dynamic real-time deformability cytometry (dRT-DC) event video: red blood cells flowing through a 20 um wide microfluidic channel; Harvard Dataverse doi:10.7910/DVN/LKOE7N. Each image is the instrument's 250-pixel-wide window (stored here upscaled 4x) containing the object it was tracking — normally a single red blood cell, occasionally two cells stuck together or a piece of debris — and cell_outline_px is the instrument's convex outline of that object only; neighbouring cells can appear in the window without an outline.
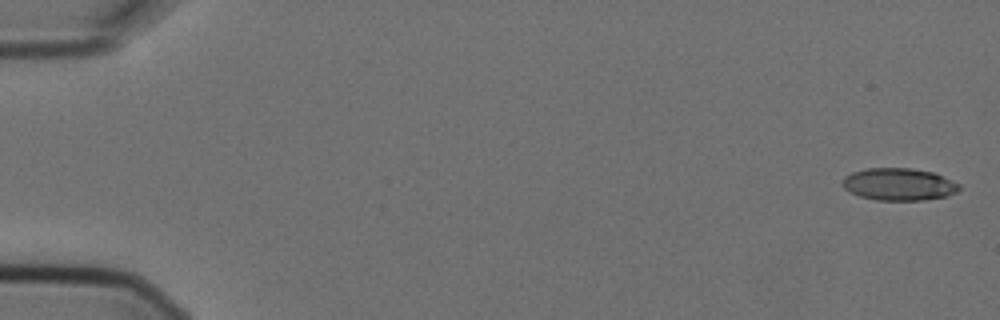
{"species": "Egyptian fruit bat (a non-hibernating species)", "species_latin": "Rousettus aegyptiacus", "temperature_condition": "cold", "stored_images_in_passage": 6, "camera_frame_rate_fps": 3000, "um_per_image_px": 0.085, "animal": {"sex": "female"}, "frame": {"image": 1, "passage_image": 1, "time_ms": 0.0, "image_size_px": [1000, 320], "cell_outline_px": [[960, 188], [956, 192], [948, 196], [924, 200], [876, 200], [860, 196], [848, 192], [844, 188], [844, 176], [852, 172], [868, 168], [912, 168], [932, 172], [960, 184]], "centroid_in_image_um": [76.4, 15.67], "position_along_channel_um": 8.6, "area_um2": 21.91}}
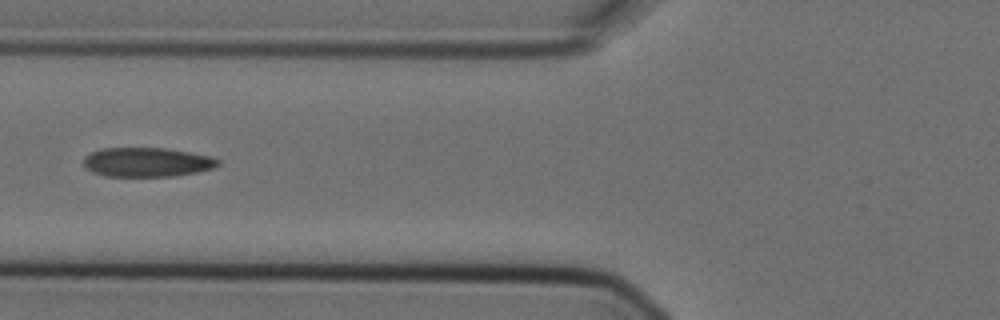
{"frame": {"image": 2, "passage_image": 6, "time_ms": 1.667, "image_size_px": [1000, 320], "cell_outline_px": [[220, 164], [216, 168], [196, 172], [172, 176], [104, 176], [92, 172], [84, 168], [84, 156], [100, 148], [164, 148], [212, 156], [220, 160]], "centroid_in_image_um": [12.49, 13.78], "position_along_channel_um": 113.3, "area_um2": 23.06}}